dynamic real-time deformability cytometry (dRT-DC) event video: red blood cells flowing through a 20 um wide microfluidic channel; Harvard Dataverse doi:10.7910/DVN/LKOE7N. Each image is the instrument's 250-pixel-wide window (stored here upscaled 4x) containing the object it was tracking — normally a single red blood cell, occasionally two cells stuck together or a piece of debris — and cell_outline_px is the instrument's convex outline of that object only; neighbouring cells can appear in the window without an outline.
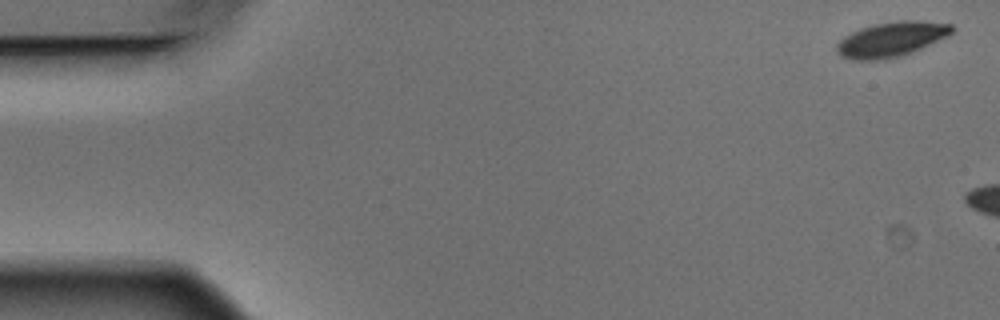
{"species": "Egyptian fruit bat (a non-hibernating species)", "species_latin": "Rousettus aegyptiacus", "temperature_condition": "warm", "stored_images_in_passage": 3, "camera_frame_rate_fps": 3000, "um_per_image_px": 0.085, "animal": {"sex": "male"}, "frame": {"image": 1, "passage_image": 1, "time_ms": 0.0, "image_size_px": [1000, 320], "cell_outline_px": [[956, 28], [948, 36], [912, 52], [900, 56], [884, 60], [852, 60], [840, 56], [836, 52], [836, 44], [844, 36], [860, 28], [876, 24], [900, 20], [916, 20], [952, 24]], "centroid_in_image_um": [75.75, 3.35], "position_along_channel_um": 9.2, "area_um2": 23.52}}